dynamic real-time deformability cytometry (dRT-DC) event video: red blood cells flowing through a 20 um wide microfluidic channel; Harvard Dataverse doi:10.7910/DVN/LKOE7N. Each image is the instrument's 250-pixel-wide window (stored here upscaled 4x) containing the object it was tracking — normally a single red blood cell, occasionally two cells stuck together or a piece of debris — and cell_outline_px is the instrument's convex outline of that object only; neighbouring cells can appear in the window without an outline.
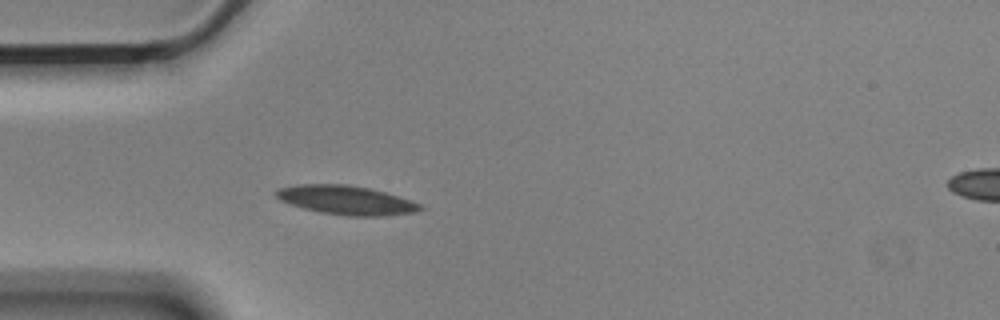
{"species": "Egyptian fruit bat (a non-hibernating species)", "species_latin": "Rousettus aegyptiacus", "temperature_condition": "cold", "stored_images_in_passage": 28, "camera_frame_rate_fps": 3000, "um_per_image_px": 0.085, "animal": {"sex": "male"}, "frame": {"image": 1, "passage_image": 1, "time_ms": 0.0, "image_size_px": [1000, 320], "cell_outline_px": [[424, 208], [416, 212], [384, 216], [348, 216], [320, 212], [304, 208], [280, 200], [272, 192], [276, 188], [296, 184], [348, 184], [368, 188], [384, 192], [420, 204]], "centroid_in_image_um": [29.37, 17.0], "position_along_channel_um": 55.6, "area_um2": 24.28}}
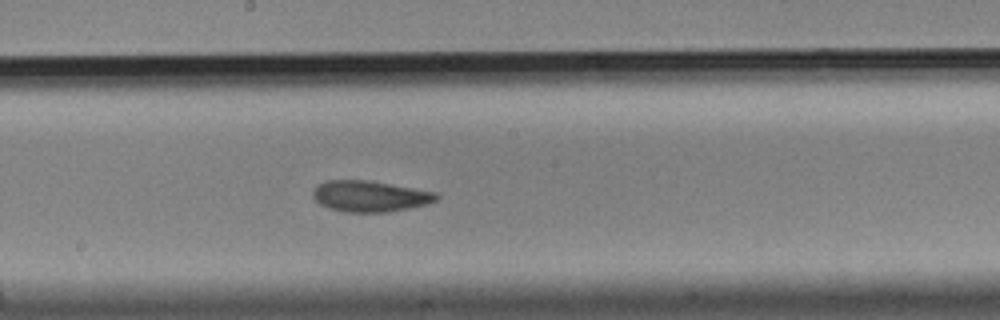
{"frame": {"image": 2, "passage_image": 15, "time_ms": 4.667, "image_size_px": [1000, 320], "cell_outline_px": [[440, 196], [436, 200], [428, 204], [388, 212], [344, 212], [328, 208], [320, 204], [312, 196], [312, 192], [316, 184], [324, 180], [364, 180], [436, 192]], "centroid_in_image_um": [31.39, 16.68], "position_along_channel_um": 216.8, "area_um2": 22.31}}
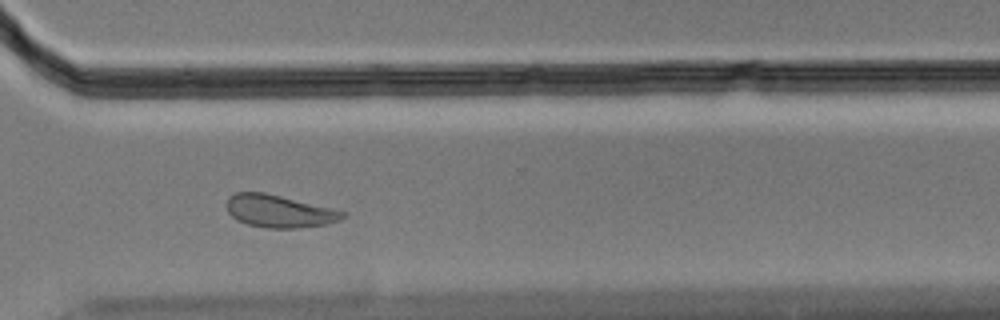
{"frame": {"image": 3, "passage_image": 26, "time_ms": 8.333, "image_size_px": [1000, 320], "cell_outline_px": [[348, 216], [340, 220], [328, 224], [296, 228], [268, 228], [248, 224], [236, 220], [228, 212], [224, 204], [228, 196], [236, 192], [264, 192], [332, 208], [344, 212]], "centroid_in_image_um": [23.7, 17.95], "position_along_channel_um": 346.9, "area_um2": 22.14}, "authors_computed_cell_mechanics": {"area_um2": 22.1374, "velocity_mm_per_s": 3.5515, "shape_relaxation_time_tau1_ms": 4.0151, "shape_relaxation_time_tau2_ms": 2.8709, "deformation_change_tau1": 0.102, "deformation_change_tau2": 0.0803}}